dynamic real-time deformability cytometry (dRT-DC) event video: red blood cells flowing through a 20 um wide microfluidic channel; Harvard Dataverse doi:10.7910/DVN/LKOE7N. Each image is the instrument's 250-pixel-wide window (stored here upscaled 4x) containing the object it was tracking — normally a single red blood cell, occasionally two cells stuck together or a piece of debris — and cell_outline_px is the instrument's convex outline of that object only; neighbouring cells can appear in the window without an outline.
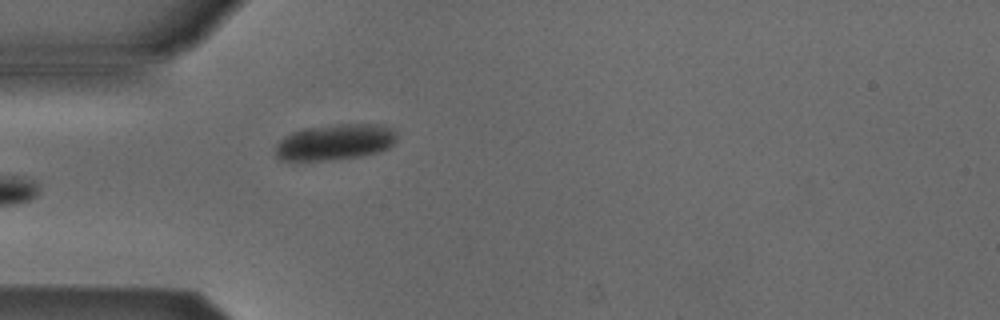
{"species": "Egyptian fruit bat (a non-hibernating species)", "species_latin": "Rousettus aegyptiacus", "temperature_condition": "cold", "stored_images_in_passage": 2, "camera_frame_rate_fps": 3000, "um_per_image_px": 0.085, "animal": {"sex": "male"}, "frame": {"image": 1, "passage_image": 2, "time_ms": 0.333, "image_size_px": [1000, 320], "cell_outline_px": [[396, 140], [388, 148], [376, 152], [360, 156], [336, 160], [280, 160], [276, 156], [272, 148], [284, 136], [292, 132], [304, 128], [336, 124], [380, 124], [396, 128]], "centroid_in_image_um": [28.46, 12.07], "position_along_channel_um": 56.5, "area_um2": 25.78}}